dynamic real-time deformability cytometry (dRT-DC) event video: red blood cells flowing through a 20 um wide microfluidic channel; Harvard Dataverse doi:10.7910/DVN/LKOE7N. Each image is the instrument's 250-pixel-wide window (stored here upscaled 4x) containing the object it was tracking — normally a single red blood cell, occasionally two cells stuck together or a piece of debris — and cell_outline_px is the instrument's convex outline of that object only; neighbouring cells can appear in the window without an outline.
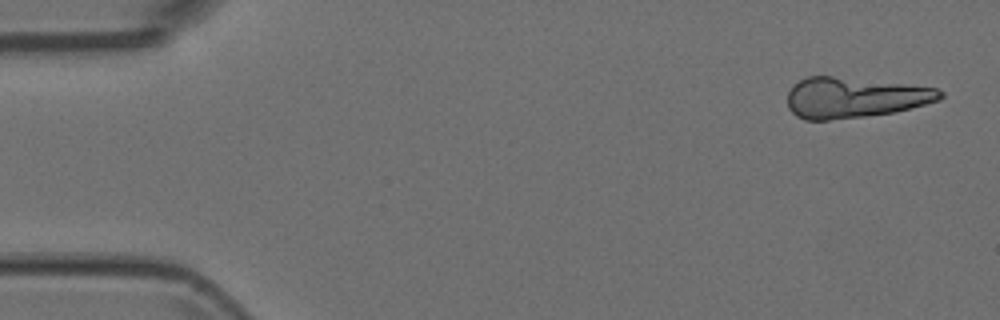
{"species": "Egyptian fruit bat (a non-hibernating species)", "species_latin": "Rousettus aegyptiacus", "temperature_condition": "room temperature", "stored_images_in_passage": 6, "camera_frame_rate_fps": 3000, "um_per_image_px": 0.085, "animal": {"sex": "female"}, "frame": {"image": 1, "passage_image": 1, "time_ms": 0.0, "image_size_px": [1000, 320], "cell_outline_px": [[944, 96], [940, 100], [896, 112], [864, 116], [828, 120], [804, 120], [796, 116], [788, 108], [788, 92], [792, 84], [808, 76], [832, 76], [904, 84], [936, 88], [944, 92]], "centroid_in_image_um": [72.61, 8.3], "position_along_channel_um": 12.4, "area_um2": 36.01}}
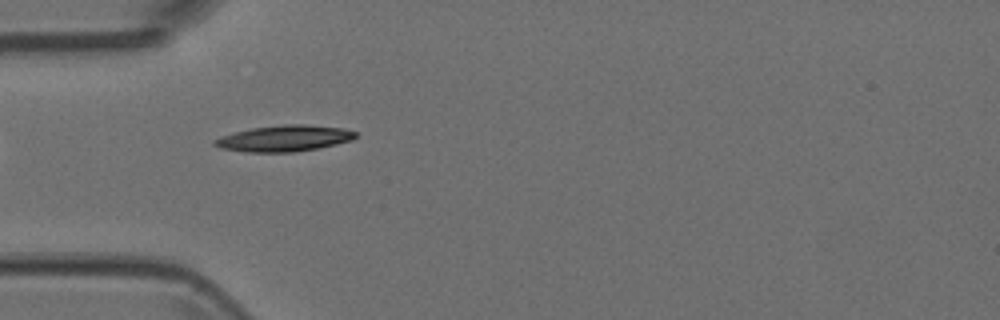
{"frame": {"image": 2, "passage_image": 5, "time_ms": 1.333, "image_size_px": [1000, 320], "cell_outline_px": [[360, 136], [352, 140], [336, 144], [296, 152], [244, 152], [220, 148], [212, 144], [212, 140], [236, 132], [252, 128], [284, 124], [304, 124], [344, 128], [356, 132]], "centroid_in_image_um": [24.19, 11.76], "position_along_channel_um": 60.8, "area_um2": 21.5}}
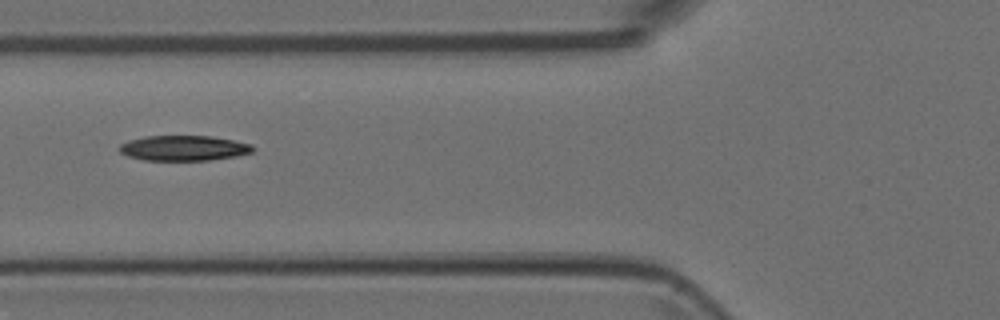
{"frame": {"image": 3, "passage_image": 6, "time_ms": 1.667, "image_size_px": [1000, 320], "cell_outline_px": [[256, 148], [252, 152], [236, 156], [208, 160], [144, 160], [128, 156], [120, 152], [120, 144], [128, 140], [144, 136], [212, 136], [252, 144]], "centroid_in_image_um": [15.62, 12.58], "position_along_channel_um": 110.2, "area_um2": 19.59}}